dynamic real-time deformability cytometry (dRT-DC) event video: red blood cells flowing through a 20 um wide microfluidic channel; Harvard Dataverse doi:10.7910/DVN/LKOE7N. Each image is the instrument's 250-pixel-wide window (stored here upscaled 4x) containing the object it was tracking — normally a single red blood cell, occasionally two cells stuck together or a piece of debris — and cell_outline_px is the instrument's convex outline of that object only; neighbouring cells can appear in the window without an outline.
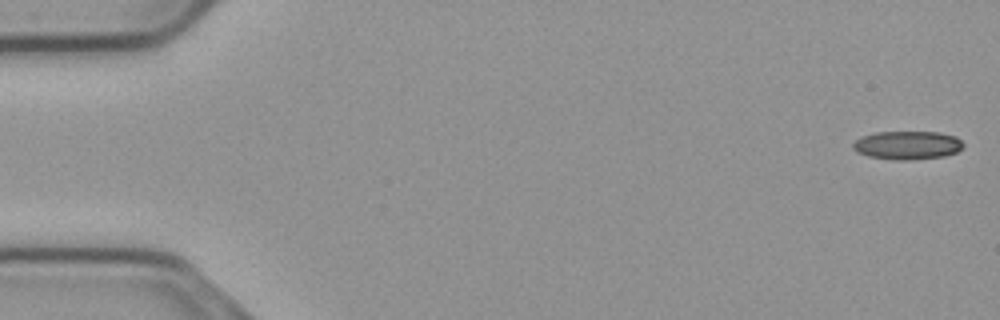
{"species": "common noctule bat (a hibernating species)", "species_latin": "Nyctalus noctula", "temperature_condition": "cold", "stored_images_in_passage": 55, "camera_frame_rate_fps": 3000, "um_per_image_px": 0.085, "animal": {"sex": "male", "body_mass_g": 23.1, "forearm_length_mm": 52.7}, "frame": {"image": 1, "passage_image": 1, "time_ms": 0.0, "image_size_px": [1000, 320], "cell_outline_px": [[964, 148], [956, 152], [944, 156], [912, 160], [896, 160], [868, 156], [856, 152], [852, 148], [852, 144], [860, 136], [876, 132], [940, 132], [956, 136], [964, 144]], "centroid_in_image_um": [77.13, 12.34], "position_along_channel_um": 7.9, "area_um2": 18.5}}
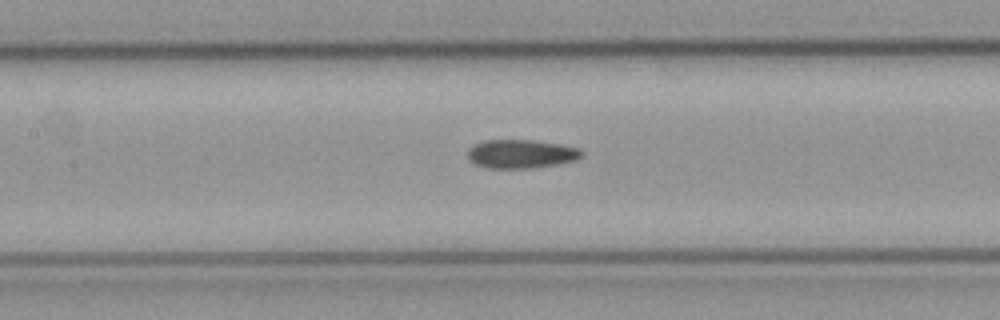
{"frame": {"image": 2, "passage_image": 25, "time_ms": 8.0, "image_size_px": [1000, 320], "cell_outline_px": [[584, 156], [576, 160], [556, 164], [532, 168], [488, 168], [476, 164], [468, 156], [468, 148], [484, 140], [532, 140], [560, 144], [580, 148], [584, 152]], "centroid_in_image_um": [44.34, 13.08], "position_along_channel_um": 163.1, "area_um2": 19.02}}
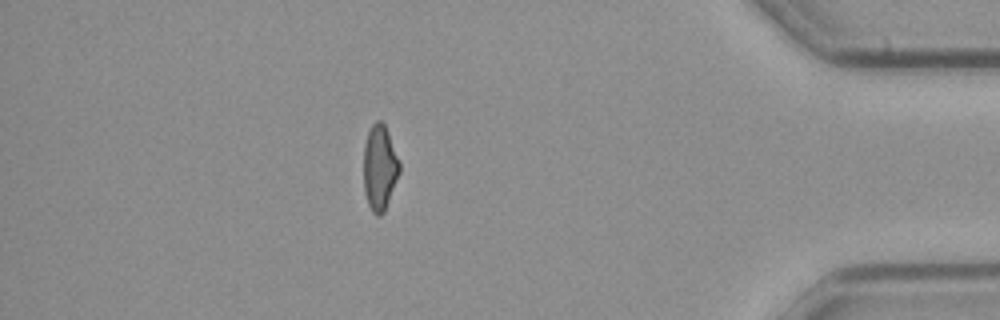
{"frame": {"image": 3, "passage_image": 48, "time_ms": 15.667, "image_size_px": [1000, 320], "cell_outline_px": [[400, 172], [384, 212], [380, 216], [376, 216], [372, 212], [368, 204], [364, 192], [364, 144], [368, 132], [372, 124], [376, 120], [380, 120], [384, 124], [388, 132], [400, 164]], "centroid_in_image_um": [32.26, 14.26], "position_along_channel_um": 402.9, "area_um2": 17.8}, "authors_computed_cell_mechanics": {"area_um2": 18.6694, "velocity_mm_per_s": 3.7331, "shape_relaxation_time_tau1_ms": null, "shape_relaxation_time_tau2_ms": 8.6754, "deformation_change_tau1": null, "deformation_change_tau2": 0.1737}}